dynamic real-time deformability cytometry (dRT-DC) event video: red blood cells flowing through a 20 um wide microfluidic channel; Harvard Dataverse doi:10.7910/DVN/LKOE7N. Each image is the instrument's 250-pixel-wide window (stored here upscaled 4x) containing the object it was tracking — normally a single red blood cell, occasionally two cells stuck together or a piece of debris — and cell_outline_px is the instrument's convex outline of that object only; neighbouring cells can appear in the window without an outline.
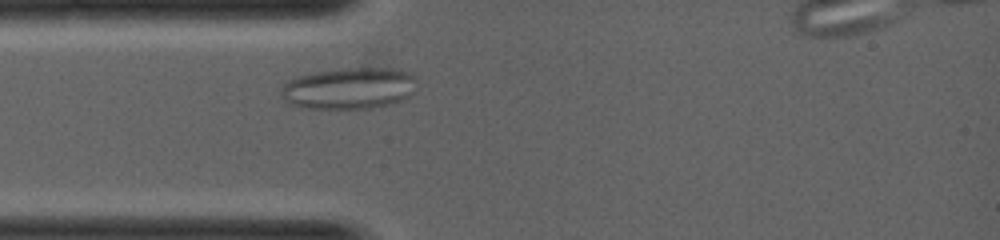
{"species": "common noctule bat (a hibernating species)", "species_latin": "Nyctalus noctula", "temperature_condition": "warm", "stored_images_in_passage": 27, "camera_frame_rate_fps": 5000, "um_per_image_px": 0.085, "animal": {"sex": "female", "body_mass_g": 19.0, "forearm_length_mm": 53.3}, "frame": {"image": 1, "passage_image": 4, "time_ms": 0.6, "image_size_px": [1000, 240], "cell_outline_px": [[416, 80], [412, 92], [408, 96], [392, 104], [372, 108], [300, 108], [288, 104], [280, 96], [280, 88], [288, 80], [300, 76], [316, 72], [344, 68], [392, 68], [412, 72], [416, 76]], "centroid_in_image_um": [29.65, 7.51], "position_along_channel_um": 55.3, "area_um2": 33.06}}
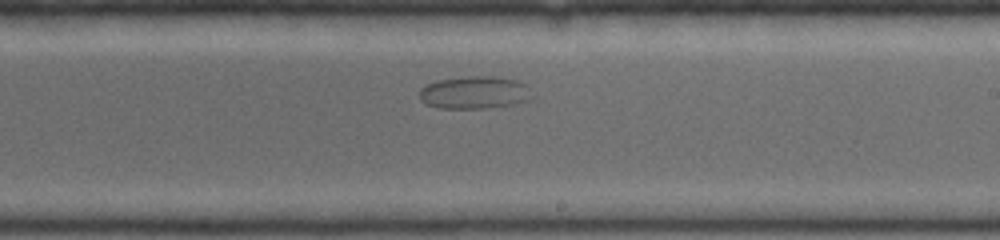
{"frame": {"image": 2, "passage_image": 16, "time_ms": 3.0, "image_size_px": [1000, 240], "cell_outline_px": [[536, 96], [528, 100], [512, 104], [484, 108], [440, 108], [424, 104], [420, 100], [420, 88], [436, 80], [468, 76], [496, 76], [520, 80], [528, 84]], "centroid_in_image_um": [40.4, 7.85], "position_along_channel_um": 248.6, "area_um2": 21.85}}
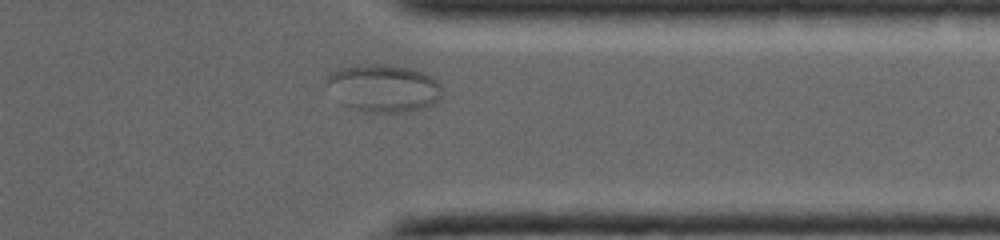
{"frame": {"image": 3, "passage_image": 24, "time_ms": 4.6, "image_size_px": [1000, 240], "cell_outline_px": [[440, 100], [428, 108], [408, 112], [364, 112], [344, 104], [324, 84], [324, 80], [328, 72], [336, 68], [356, 64], [384, 64], [408, 68], [420, 72], [436, 80], [440, 84]], "centroid_in_image_um": [32.55, 7.49], "position_along_channel_um": 378.8, "area_um2": 32.31}}